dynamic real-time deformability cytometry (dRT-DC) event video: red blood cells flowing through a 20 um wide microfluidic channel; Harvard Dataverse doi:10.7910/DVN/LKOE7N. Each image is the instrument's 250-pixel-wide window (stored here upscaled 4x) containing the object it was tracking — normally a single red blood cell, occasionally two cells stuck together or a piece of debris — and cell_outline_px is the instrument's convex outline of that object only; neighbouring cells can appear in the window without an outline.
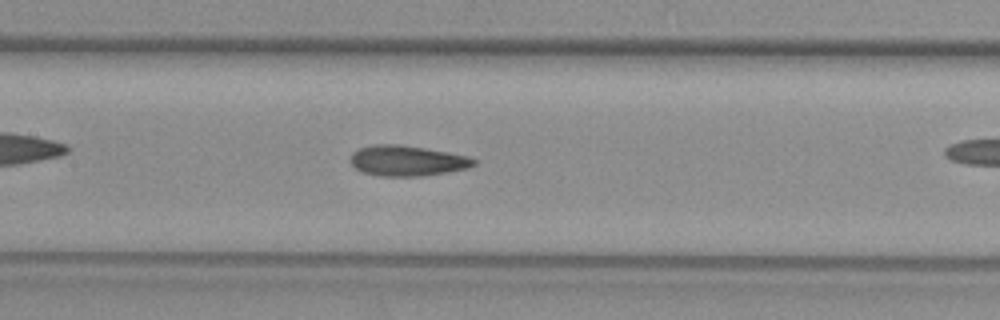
{"species": "common noctule bat (a hibernating species)", "species_latin": "Nyctalus noctula", "temperature_condition": "warm", "stored_images_in_passage": 39, "camera_frame_rate_fps": 3000, "um_per_image_px": 0.085, "animal": {"sex": "female", "body_mass_g": 29.2, "forearm_length_mm": 56.3}, "frame": {"image": 1, "passage_image": 23, "time_ms": 7.333, "image_size_px": [1000, 320], "cell_outline_px": [[476, 164], [468, 168], [448, 172], [420, 176], [380, 176], [360, 172], [352, 164], [352, 152], [360, 148], [376, 144], [400, 144], [448, 152], [468, 156], [476, 160]], "centroid_in_image_um": [34.62, 13.66], "position_along_channel_um": 172.8, "area_um2": 21.85}}